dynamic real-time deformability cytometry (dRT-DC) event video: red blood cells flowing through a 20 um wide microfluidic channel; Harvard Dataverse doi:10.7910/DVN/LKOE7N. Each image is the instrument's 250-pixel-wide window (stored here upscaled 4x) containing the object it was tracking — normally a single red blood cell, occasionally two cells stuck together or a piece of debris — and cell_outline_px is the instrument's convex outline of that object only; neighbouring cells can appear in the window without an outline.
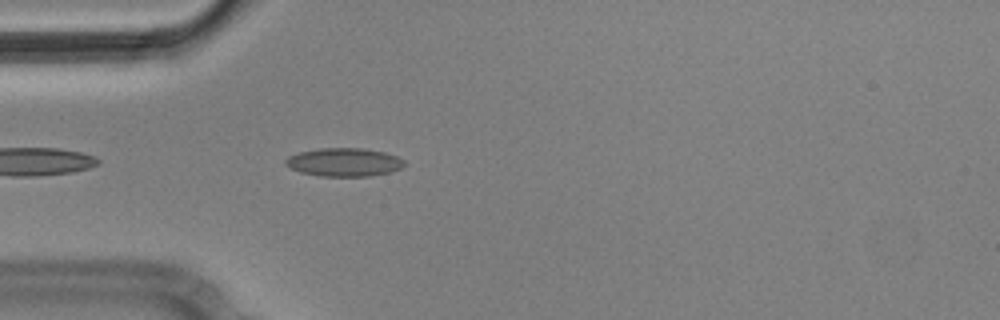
{"species": "Egyptian fruit bat (a non-hibernating species)", "species_latin": "Rousettus aegyptiacus", "temperature_condition": "cold", "stored_images_in_passage": 3, "camera_frame_rate_fps": 3000, "um_per_image_px": 0.085, "animal": {"sex": "male"}, "frame": {"image": 1, "passage_image": 3, "time_ms": 0.667, "image_size_px": [1000, 320], "cell_outline_px": [[404, 164], [400, 168], [388, 172], [368, 176], [320, 176], [300, 172], [284, 164], [284, 160], [288, 156], [300, 152], [320, 148], [364, 148], [384, 152], [396, 156], [404, 160]], "centroid_in_image_um": [29.21, 13.78], "position_along_channel_um": 55.8, "area_um2": 19.48}}